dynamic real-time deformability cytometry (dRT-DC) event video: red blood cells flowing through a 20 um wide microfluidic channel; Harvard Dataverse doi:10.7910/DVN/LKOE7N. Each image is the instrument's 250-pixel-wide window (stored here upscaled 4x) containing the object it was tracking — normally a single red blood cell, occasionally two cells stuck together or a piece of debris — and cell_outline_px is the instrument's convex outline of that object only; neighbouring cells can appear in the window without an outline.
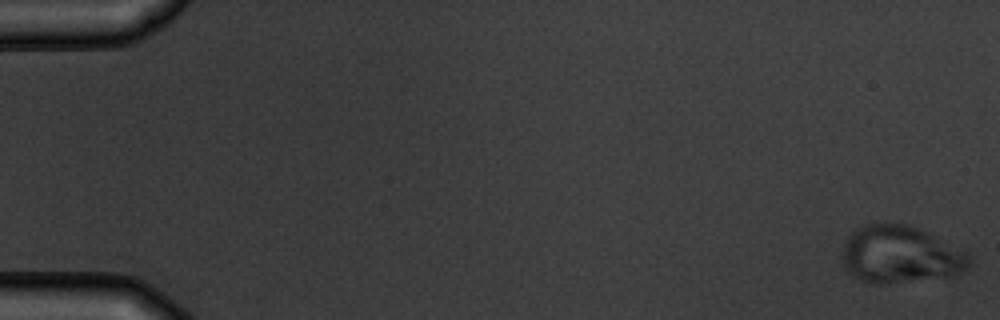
{"species": "common noctule bat (a hibernating species)", "species_latin": "Nyctalus noctula", "temperature_condition": "warm", "stored_images_in_passage": 7, "camera_frame_rate_fps": 3000, "um_per_image_px": 0.085, "animal": {"sex": "male", "body_mass_g": 19.5, "forearm_length_mm": 54.6}, "frame": {"image": 1, "passage_image": 1, "time_ms": 0.0, "image_size_px": [1000, 320], "cell_outline_px": [[972, 260], [968, 268], [956, 276], [900, 280], [864, 280], [852, 276], [840, 264], [840, 256], [844, 244], [852, 232], [856, 228], [864, 224], [908, 224], [920, 228], [968, 252], [972, 256]], "centroid_in_image_um": [76.56, 21.59], "position_along_channel_um": 8.4, "area_um2": 41.96}}
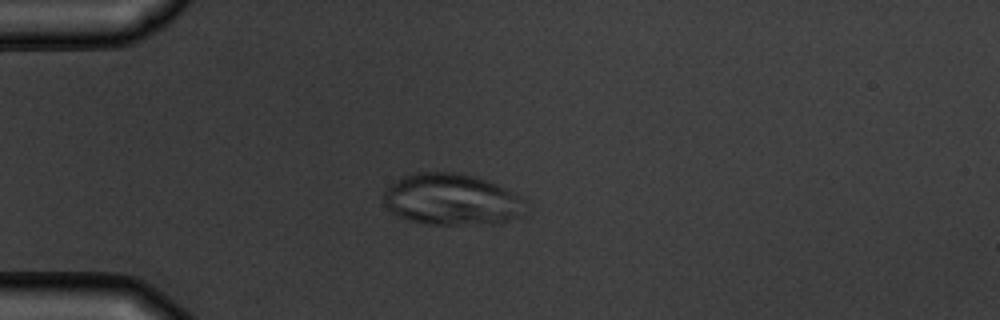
{"frame": {"image": 2, "passage_image": 5, "time_ms": 4.667, "image_size_px": [1000, 320], "cell_outline_px": [[528, 216], [508, 220], [456, 224], [428, 224], [404, 220], [388, 212], [384, 204], [384, 192], [396, 180], [404, 176], [416, 172], [452, 172], [476, 176], [488, 180], [504, 188], [524, 200], [528, 212]], "centroid_in_image_um": [38.36, 16.96], "position_along_channel_um": 46.6, "area_um2": 42.6}}